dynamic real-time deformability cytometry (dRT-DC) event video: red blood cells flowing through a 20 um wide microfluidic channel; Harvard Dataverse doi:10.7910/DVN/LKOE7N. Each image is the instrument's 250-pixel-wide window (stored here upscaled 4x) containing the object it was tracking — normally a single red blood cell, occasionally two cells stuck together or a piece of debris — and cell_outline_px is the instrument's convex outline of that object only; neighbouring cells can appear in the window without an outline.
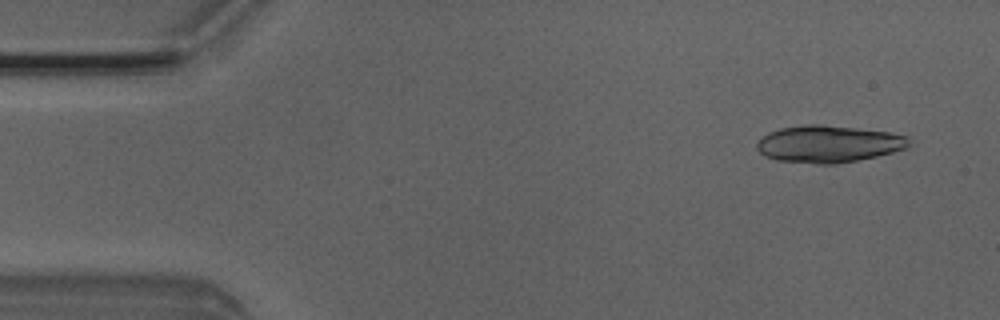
{"species": "Egyptian fruit bat (a non-hibernating species)", "species_latin": "Rousettus aegyptiacus", "temperature_condition": "room temperature", "stored_images_in_passage": 5, "camera_frame_rate_fps": 3000, "um_per_image_px": 0.085, "animal": {"sex": "male"}, "frame": {"image": 1, "passage_image": 1, "time_ms": 0.0, "image_size_px": [1000, 320], "cell_outline_px": [[912, 144], [908, 148], [876, 156], [836, 164], [816, 164], [776, 160], [764, 156], [756, 148], [756, 144], [760, 136], [768, 132], [780, 128], [804, 124], [820, 124], [856, 128], [888, 132], [908, 136], [912, 140]], "centroid_in_image_um": [70.41, 12.23], "position_along_channel_um": 14.6, "area_um2": 33.18}}